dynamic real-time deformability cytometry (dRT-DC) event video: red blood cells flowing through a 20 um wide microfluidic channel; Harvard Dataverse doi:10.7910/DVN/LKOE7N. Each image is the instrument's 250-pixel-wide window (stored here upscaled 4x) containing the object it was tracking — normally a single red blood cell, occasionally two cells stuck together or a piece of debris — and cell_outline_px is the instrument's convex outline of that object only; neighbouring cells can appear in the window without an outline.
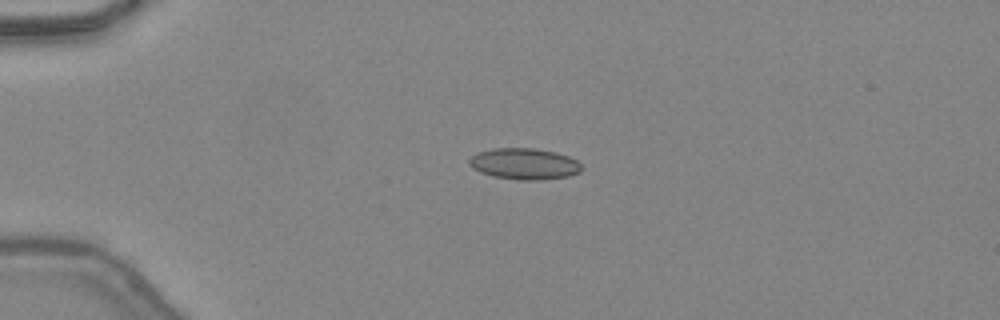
{"species": "common noctule bat (a hibernating species)", "species_latin": "Nyctalus noctula", "temperature_condition": "warm", "stored_images_in_passage": 36, "camera_frame_rate_fps": 3000, "um_per_image_px": 0.085, "animal": {"sex": "female", "body_mass_g": 24.6, "forearm_length_mm": 56.2}, "frame": {"image": 1, "passage_image": 1, "time_ms": 0.0, "image_size_px": [1000, 320], "cell_outline_px": [[580, 172], [568, 176], [540, 180], [520, 180], [492, 176], [480, 172], [472, 168], [468, 164], [468, 160], [476, 152], [492, 148], [536, 148], [556, 152], [568, 156], [576, 160], [580, 164]], "centroid_in_image_um": [44.52, 13.92], "position_along_channel_um": 40.5, "area_um2": 20.58}}
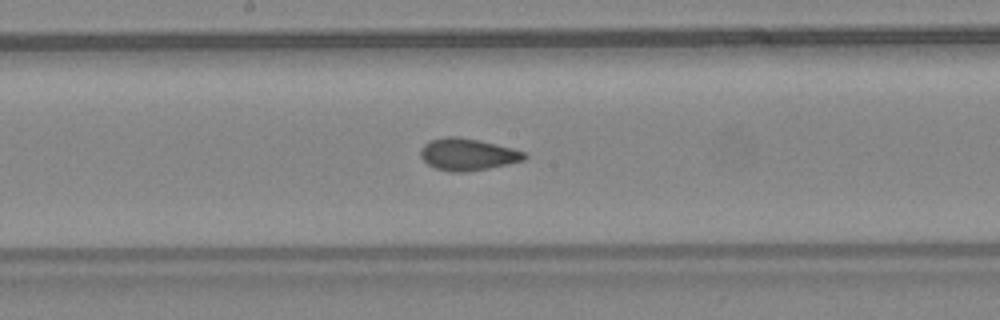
{"frame": {"image": 2, "passage_image": 15, "time_ms": 4.667, "image_size_px": [1000, 320], "cell_outline_px": [[528, 156], [524, 160], [508, 164], [488, 168], [464, 172], [452, 172], [436, 168], [428, 164], [420, 156], [420, 148], [428, 140], [444, 136], [456, 136], [480, 140], [512, 148], [524, 152]], "centroid_in_image_um": [39.72, 13.11], "position_along_channel_um": 208.5, "area_um2": 19.42}}
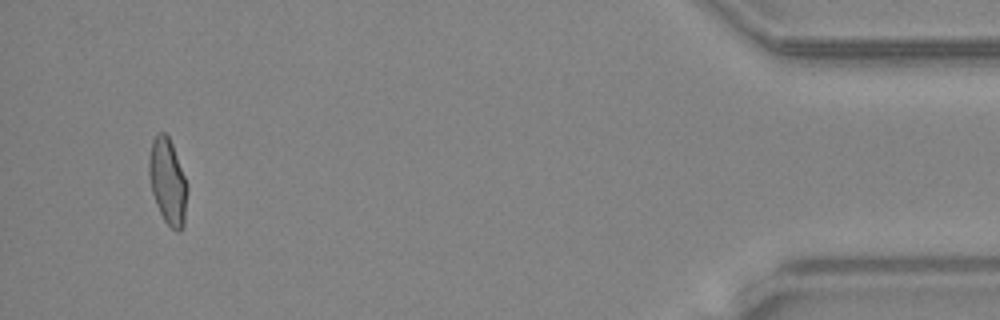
{"frame": {"image": 3, "passage_image": 34, "time_ms": 11.0, "image_size_px": [1000, 320], "cell_outline_px": [[188, 188], [184, 224], [180, 232], [176, 232], [164, 220], [156, 204], [152, 192], [148, 176], [148, 156], [152, 140], [160, 132], [164, 132], [168, 136], [172, 144], [188, 184]], "centroid_in_image_um": [14.25, 15.44], "position_along_channel_um": 420.9, "area_um2": 19.31}, "authors_computed_cell_mechanics": {"area_um2": 19.1318, "velocity_mm_per_s": 4.4591, "shape_relaxation_time_tau1_ms": null, "shape_relaxation_time_tau2_ms": 1.0134, "deformation_change_tau1": null, "deformation_change_tau2": 0.06}}